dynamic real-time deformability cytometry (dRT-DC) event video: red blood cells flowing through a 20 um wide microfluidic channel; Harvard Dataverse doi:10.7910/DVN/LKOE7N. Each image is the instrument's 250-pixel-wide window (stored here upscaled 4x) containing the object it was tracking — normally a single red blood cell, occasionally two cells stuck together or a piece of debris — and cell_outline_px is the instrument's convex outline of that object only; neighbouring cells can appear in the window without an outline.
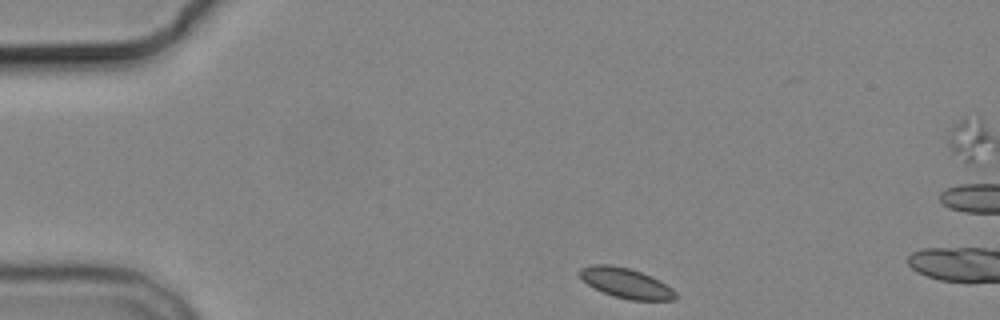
{"species": "common noctule bat (a hibernating species)", "species_latin": "Nyctalus noctula", "temperature_condition": "cold", "stored_images_in_passage": 2, "camera_frame_rate_fps": 3000, "um_per_image_px": 0.085, "animal": {"sex": "male", "body_mass_g": 19.2, "forearm_length_mm": 51.8}, "frame": {"image": 1, "passage_image": 1, "time_ms": 0.0, "image_size_px": [1000, 320], "cell_outline_px": [[676, 300], [628, 300], [612, 296], [588, 284], [576, 272], [580, 268], [592, 264], [612, 264], [628, 268], [652, 276], [660, 280], [672, 288], [676, 292]], "centroid_in_image_um": [53.21, 24.05], "position_along_channel_um": 31.8, "area_um2": 16.88}}